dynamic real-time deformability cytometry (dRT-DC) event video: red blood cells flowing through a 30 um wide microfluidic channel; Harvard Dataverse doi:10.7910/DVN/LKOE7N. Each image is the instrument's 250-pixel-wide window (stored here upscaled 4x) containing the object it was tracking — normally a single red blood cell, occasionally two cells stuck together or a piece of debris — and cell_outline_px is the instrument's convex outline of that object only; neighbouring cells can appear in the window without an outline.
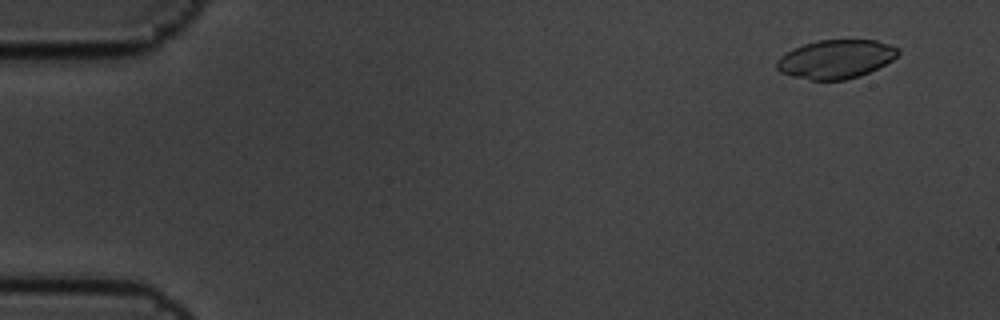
{"species": "common noctule bat (a hibernating species)", "species_latin": "Nyctalus noctula", "temperature_condition": "cold", "stored_images_in_passage": 6, "camera_frame_rate_fps": 3000, "um_per_image_px": 0.085, "animal": {"sex": "male", "body_mass_g": 19.5, "forearm_length_mm": 54.6}, "frame": {"image": 1, "passage_image": 2, "time_ms": 0.333, "image_size_px": [1000, 320], "cell_outline_px": [[900, 52], [892, 60], [860, 76], [844, 80], [812, 80], [792, 76], [780, 72], [776, 68], [776, 60], [780, 56], [792, 48], [804, 44], [820, 40], [876, 40], [900, 48]], "centroid_in_image_um": [71.02, 5.02], "position_along_channel_um": 14.0, "area_um2": 27.34}}